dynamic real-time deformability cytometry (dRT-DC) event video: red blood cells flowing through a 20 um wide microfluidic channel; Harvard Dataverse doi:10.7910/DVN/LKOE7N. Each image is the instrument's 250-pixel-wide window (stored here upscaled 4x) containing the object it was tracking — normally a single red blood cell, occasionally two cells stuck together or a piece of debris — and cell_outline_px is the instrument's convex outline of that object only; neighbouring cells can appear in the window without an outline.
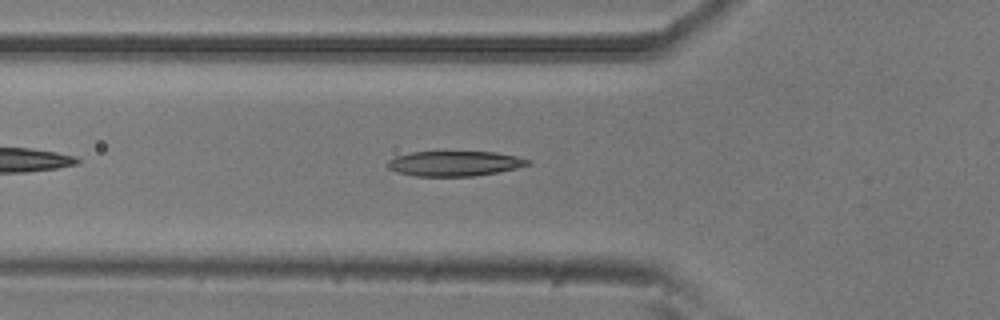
{"species": "common noctule bat (a hibernating species)", "species_latin": "Nyctalus noctula", "temperature_condition": "room temperature", "stored_images_in_passage": 37, "camera_frame_rate_fps": 3000, "um_per_image_px": 0.085, "animal": {"sex": "male", "body_mass_g": 20.5, "forearm_length_mm": 52.5}, "frame": {"image": 1, "passage_image": 7, "time_ms": 2.0, "image_size_px": [1000, 320], "cell_outline_px": [[532, 164], [516, 168], [496, 172], [472, 176], [416, 176], [396, 172], [388, 168], [384, 164], [388, 160], [396, 156], [412, 152], [496, 152], [516, 156], [532, 160]], "centroid_in_image_um": [38.62, 13.9], "position_along_channel_um": 87.2, "area_um2": 20.52}}
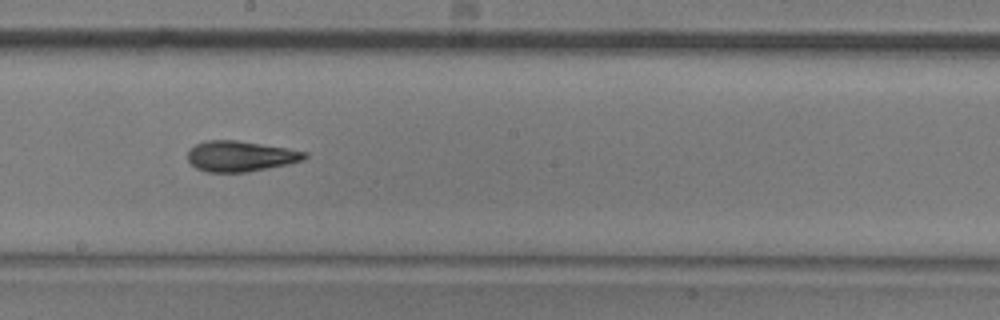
{"frame": {"image": 2, "passage_image": 18, "time_ms": 5.667, "image_size_px": [1000, 320], "cell_outline_px": [[308, 156], [304, 160], [288, 164], [268, 168], [244, 172], [208, 172], [196, 168], [188, 160], [188, 152], [196, 144], [204, 140], [236, 140], [288, 148], [308, 152]], "centroid_in_image_um": [20.46, 13.27], "position_along_channel_um": 227.7, "area_um2": 20.81}}
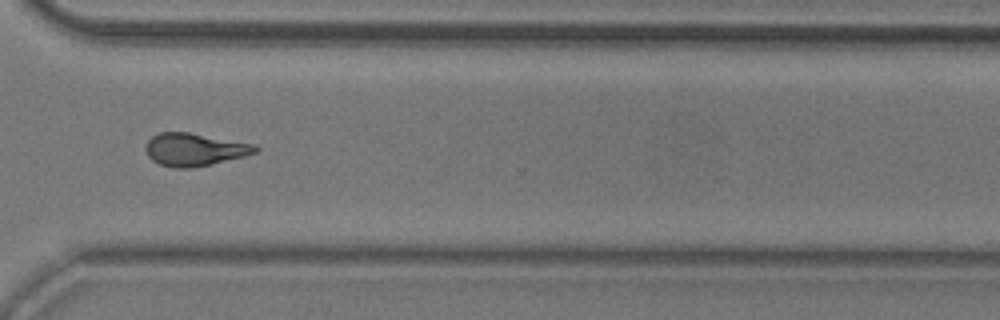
{"frame": {"image": 3, "passage_image": 28, "time_ms": 9.0, "image_size_px": [1000, 320], "cell_outline_px": [[260, 148], [256, 152], [244, 156], [212, 164], [192, 168], [176, 168], [160, 164], [152, 160], [148, 156], [144, 148], [148, 140], [152, 136], [160, 132], [188, 132], [256, 144]], "centroid_in_image_um": [16.53, 12.71], "position_along_channel_um": 354.1, "area_um2": 20.98}}